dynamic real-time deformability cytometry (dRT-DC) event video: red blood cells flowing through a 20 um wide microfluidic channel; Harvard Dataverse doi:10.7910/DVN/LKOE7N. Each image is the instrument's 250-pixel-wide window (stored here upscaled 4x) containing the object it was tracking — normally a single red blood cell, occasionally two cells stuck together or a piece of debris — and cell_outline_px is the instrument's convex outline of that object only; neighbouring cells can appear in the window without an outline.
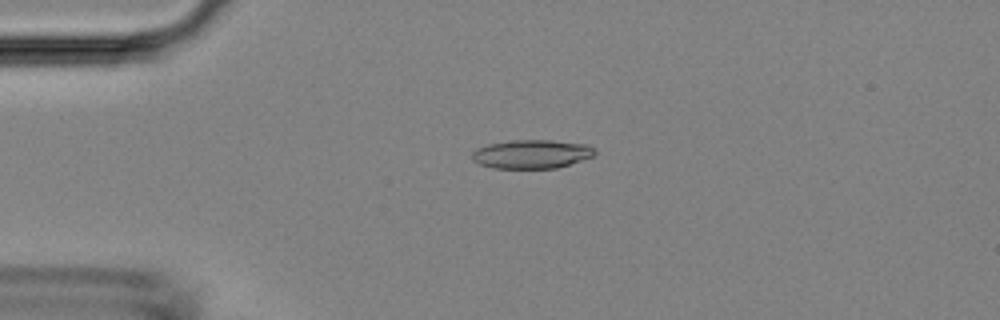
{"species": "Egyptian fruit bat (a non-hibernating species)", "species_latin": "Rousettus aegyptiacus", "temperature_condition": "room temperature", "stored_images_in_passage": 5, "camera_frame_rate_fps": 3000, "um_per_image_px": 0.085, "animal": {"sex": "female"}, "frame": {"image": 1, "passage_image": 4, "time_ms": 3.333, "image_size_px": [1000, 320], "cell_outline_px": [[596, 152], [592, 156], [556, 168], [492, 168], [480, 164], [472, 160], [472, 152], [476, 148], [488, 144], [512, 140], [552, 140], [588, 144], [596, 148]], "centroid_in_image_um": [45.18, 13.08], "position_along_channel_um": 39.8, "area_um2": 20.58}}